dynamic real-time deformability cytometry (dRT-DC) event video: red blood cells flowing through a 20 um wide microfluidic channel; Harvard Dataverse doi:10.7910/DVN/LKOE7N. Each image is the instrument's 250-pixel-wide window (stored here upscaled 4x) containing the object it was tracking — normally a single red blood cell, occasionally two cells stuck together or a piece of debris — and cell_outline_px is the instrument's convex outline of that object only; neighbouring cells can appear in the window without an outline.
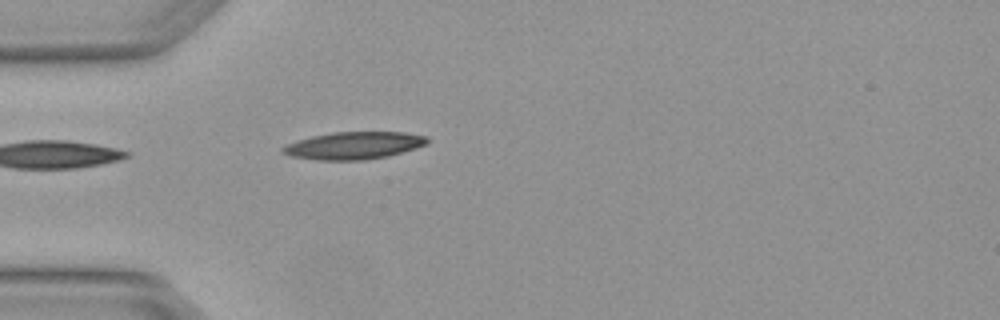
{"species": "Egyptian fruit bat (a non-hibernating species)", "species_latin": "Rousettus aegyptiacus", "temperature_condition": "warm", "stored_images_in_passage": 1, "camera_frame_rate_fps": 3000, "um_per_image_px": 0.085, "animal": {"sex": "female"}, "frame": {"image": 1, "passage_image": 1, "time_ms": 0.0, "image_size_px": [1000, 320], "cell_outline_px": [[428, 144], [416, 148], [388, 156], [364, 160], [316, 160], [288, 156], [280, 152], [280, 148], [288, 144], [312, 136], [332, 132], [404, 132], [428, 136]], "centroid_in_image_um": [30.07, 12.37], "position_along_channel_um": 54.9, "area_um2": 23.18}}